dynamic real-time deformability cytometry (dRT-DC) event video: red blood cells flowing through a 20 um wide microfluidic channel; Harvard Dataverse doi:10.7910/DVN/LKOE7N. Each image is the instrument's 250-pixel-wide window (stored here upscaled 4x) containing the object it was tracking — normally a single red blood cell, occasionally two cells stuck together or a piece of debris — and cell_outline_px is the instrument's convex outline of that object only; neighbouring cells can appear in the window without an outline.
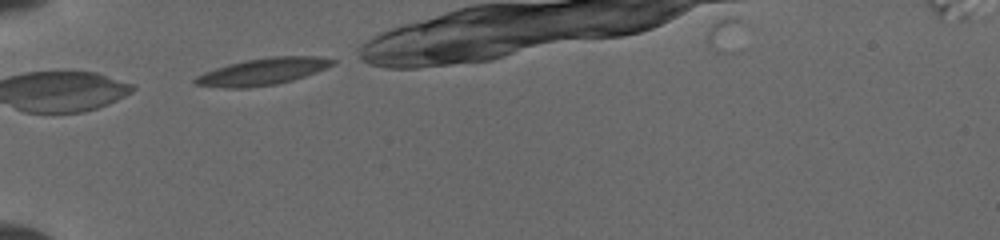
{"species": "common noctule bat (a hibernating species)", "species_latin": "Nyctalus noctula", "temperature_condition": "cold", "stored_images_in_passage": 2, "camera_frame_rate_fps": 3000, "um_per_image_px": 0.085, "animal": {"sex": "female", "body_mass_g": 19.5, "forearm_length_mm": 54.1}, "frame": {"image": 1, "passage_image": 1, "time_ms": 0.0, "image_size_px": [1000, 240], "cell_outline_px": [[336, 64], [316, 72], [292, 80], [276, 84], [248, 88], [224, 88], [196, 84], [192, 80], [196, 76], [204, 72], [228, 64], [244, 60], [272, 56], [316, 56], [336, 60]], "centroid_in_image_um": [22.33, 6.08], "position_along_channel_um": 62.7, "area_um2": 21.5}}